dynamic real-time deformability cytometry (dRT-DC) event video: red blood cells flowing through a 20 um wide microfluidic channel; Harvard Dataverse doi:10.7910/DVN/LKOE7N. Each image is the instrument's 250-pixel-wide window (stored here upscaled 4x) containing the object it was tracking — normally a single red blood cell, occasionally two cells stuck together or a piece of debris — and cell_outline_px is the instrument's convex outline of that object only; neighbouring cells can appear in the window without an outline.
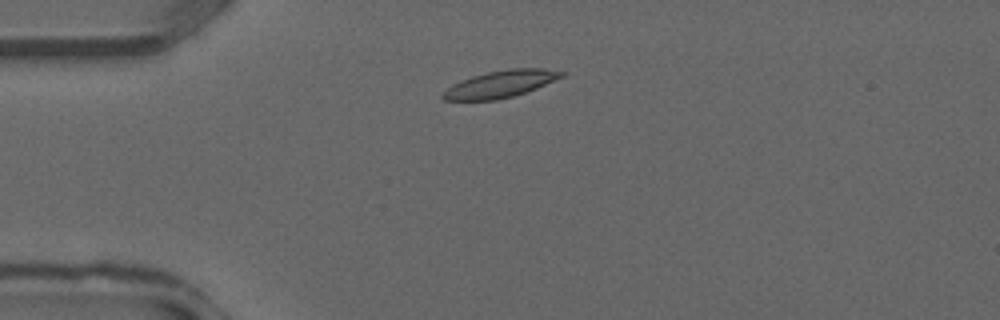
{"species": "common noctule bat (a hibernating species)", "species_latin": "Nyctalus noctula", "temperature_condition": "warm", "stored_images_in_passage": 7, "camera_frame_rate_fps": 3000, "um_per_image_px": 0.085, "animal": {"sex": "male", "forearm_length_mm": 52.5}, "frame": {"image": 1, "passage_image": 5, "time_ms": 1.333, "image_size_px": [1000, 320], "cell_outline_px": [[568, 72], [564, 76], [536, 88], [512, 96], [496, 100], [444, 100], [440, 96], [452, 84], [472, 76], [488, 72], [508, 68], [544, 68]], "centroid_in_image_um": [42.56, 7.13], "position_along_channel_um": 42.4, "area_um2": 18.55}}